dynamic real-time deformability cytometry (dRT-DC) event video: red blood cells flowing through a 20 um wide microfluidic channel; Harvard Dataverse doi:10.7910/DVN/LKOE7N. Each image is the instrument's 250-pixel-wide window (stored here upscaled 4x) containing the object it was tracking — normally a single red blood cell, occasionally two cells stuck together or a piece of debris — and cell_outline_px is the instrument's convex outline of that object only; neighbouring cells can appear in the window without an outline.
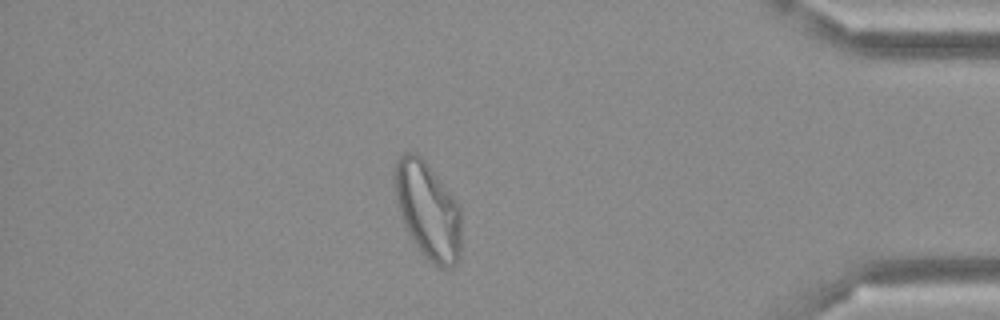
{"species": "Egyptian fruit bat (a non-hibernating species)", "species_latin": "Rousettus aegyptiacus", "temperature_condition": "cold", "stored_images_in_passage": 50, "camera_frame_rate_fps": 3000, "um_per_image_px": 0.085, "frame": {"image": 1, "passage_image": 43, "time_ms": 14.0, "image_size_px": [1000, 320], "cell_outline_px": [[460, 256], [456, 264], [452, 268], [440, 268], [428, 260], [412, 240], [404, 224], [396, 200], [392, 180], [392, 176], [396, 160], [404, 152], [416, 152], [424, 160], [444, 184], [460, 204]], "centroid_in_image_um": [36.35, 17.86], "position_along_channel_um": 398.8, "area_um2": 38.03}}